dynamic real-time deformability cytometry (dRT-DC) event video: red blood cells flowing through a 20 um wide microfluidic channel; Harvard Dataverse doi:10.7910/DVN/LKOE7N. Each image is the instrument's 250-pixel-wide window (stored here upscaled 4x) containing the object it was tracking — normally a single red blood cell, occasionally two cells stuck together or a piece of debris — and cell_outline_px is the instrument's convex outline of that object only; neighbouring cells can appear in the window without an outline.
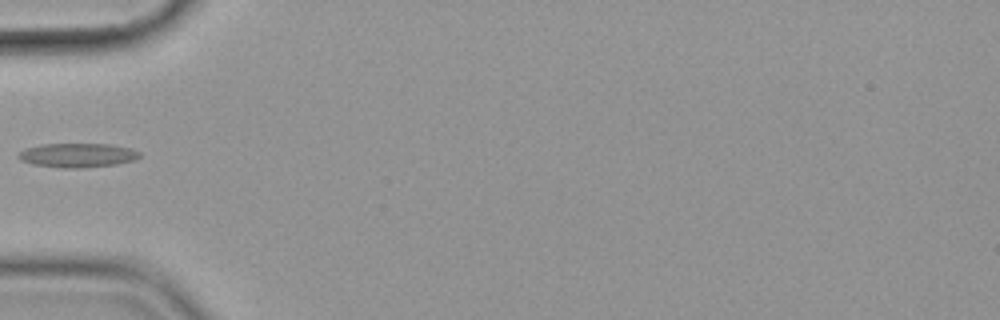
{"species": "common noctule bat (a hibernating species)", "species_latin": "Nyctalus noctula", "temperature_condition": "cold", "stored_images_in_passage": 6, "camera_frame_rate_fps": 3000, "um_per_image_px": 0.085, "animal": {"sex": "female", "body_mass_g": 19.9}, "frame": {"image": 1, "passage_image": 5, "time_ms": 4.667, "image_size_px": [1000, 320], "cell_outline_px": [[140, 156], [132, 160], [116, 164], [80, 168], [64, 168], [32, 164], [20, 160], [16, 156], [20, 152], [28, 148], [44, 144], [112, 144], [132, 148], [140, 152]], "centroid_in_image_um": [6.6, 13.19], "position_along_channel_um": 78.4, "area_um2": 16.94}}
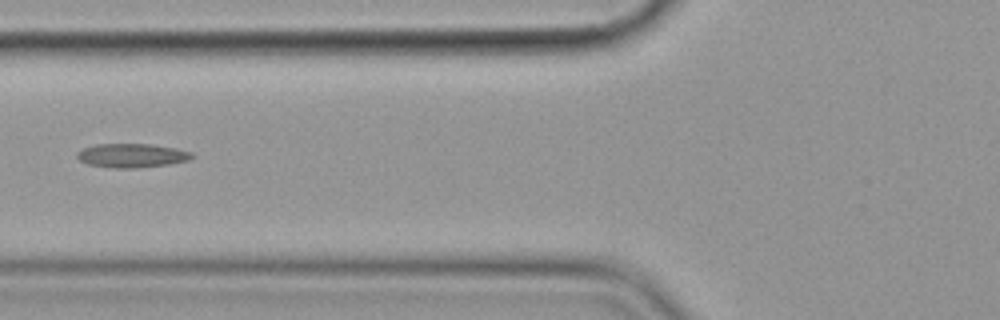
{"frame": {"image": 2, "passage_image": 6, "time_ms": 5.667, "image_size_px": [1000, 320], "cell_outline_px": [[196, 156], [188, 160], [168, 164], [132, 168], [112, 168], [88, 164], [80, 160], [76, 156], [76, 152], [84, 148], [96, 144], [152, 144], [176, 148], [192, 152]], "centroid_in_image_um": [11.21, 13.21], "position_along_channel_um": 114.6, "area_um2": 16.01}}